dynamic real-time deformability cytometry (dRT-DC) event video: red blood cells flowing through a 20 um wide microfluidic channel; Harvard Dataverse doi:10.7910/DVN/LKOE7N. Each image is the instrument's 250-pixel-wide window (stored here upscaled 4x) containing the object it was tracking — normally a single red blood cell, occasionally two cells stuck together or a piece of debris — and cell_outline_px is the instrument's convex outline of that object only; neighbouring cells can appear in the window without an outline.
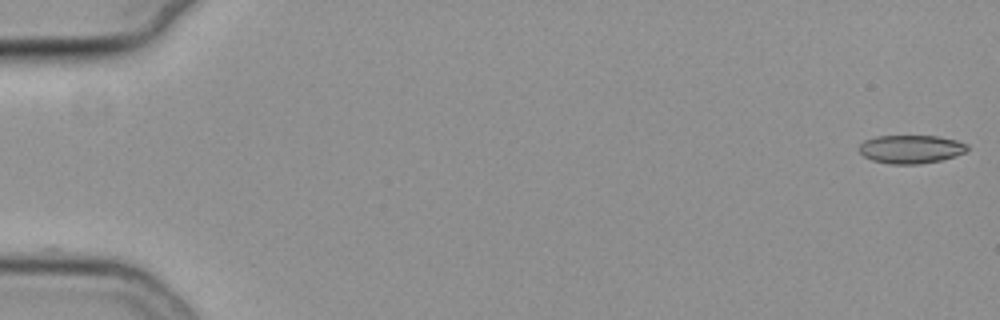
{"species": "common noctule bat (a hibernating species)", "species_latin": "Nyctalus noctula", "temperature_condition": "cold", "stored_images_in_passage": 6, "camera_frame_rate_fps": 3000, "um_per_image_px": 0.085, "animal": {"sex": "female", "body_mass_g": 19.3, "forearm_length_mm": 54.1}, "frame": {"image": 1, "passage_image": 1, "time_ms": 0.0, "image_size_px": [1000, 320], "cell_outline_px": [[968, 152], [956, 156], [940, 160], [920, 164], [888, 164], [872, 160], [864, 156], [860, 152], [860, 144], [864, 140], [876, 136], [936, 136], [956, 140], [968, 144]], "centroid_in_image_um": [77.45, 12.68], "position_along_channel_um": 7.5, "area_um2": 17.98}}